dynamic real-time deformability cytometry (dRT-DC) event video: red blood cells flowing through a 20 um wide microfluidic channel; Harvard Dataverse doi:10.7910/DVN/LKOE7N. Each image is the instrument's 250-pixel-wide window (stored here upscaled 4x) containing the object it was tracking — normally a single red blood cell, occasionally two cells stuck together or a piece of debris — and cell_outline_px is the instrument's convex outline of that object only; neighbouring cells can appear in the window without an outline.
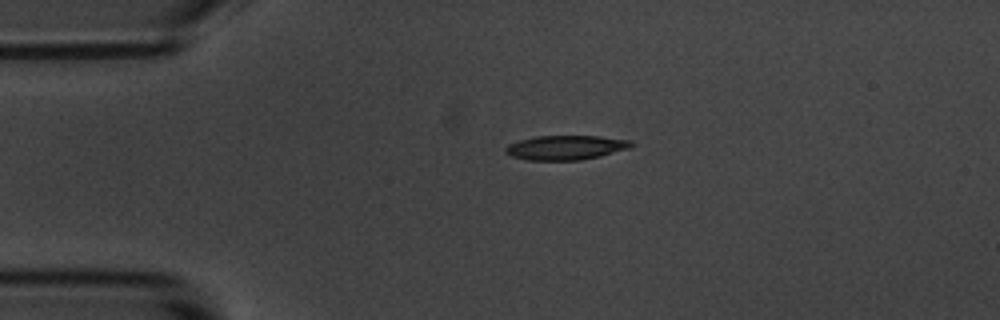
{"species": "common noctule bat (a hibernating species)", "species_latin": "Nyctalus noctula", "temperature_condition": "room temperature", "stored_images_in_passage": 2, "camera_frame_rate_fps": 3000, "um_per_image_px": 0.085, "animal": {"sex": "male", "body_mass_g": 20.1, "forearm_length_mm": 53.5}, "frame": {"image": 1, "passage_image": 1, "time_ms": 0.0, "image_size_px": [1000, 320], "cell_outline_px": [[636, 144], [632, 148], [600, 156], [580, 160], [528, 160], [512, 156], [504, 152], [504, 148], [508, 144], [532, 136], [600, 136], [632, 140]], "centroid_in_image_um": [48.13, 12.53], "position_along_channel_um": 36.9, "area_um2": 18.15}}